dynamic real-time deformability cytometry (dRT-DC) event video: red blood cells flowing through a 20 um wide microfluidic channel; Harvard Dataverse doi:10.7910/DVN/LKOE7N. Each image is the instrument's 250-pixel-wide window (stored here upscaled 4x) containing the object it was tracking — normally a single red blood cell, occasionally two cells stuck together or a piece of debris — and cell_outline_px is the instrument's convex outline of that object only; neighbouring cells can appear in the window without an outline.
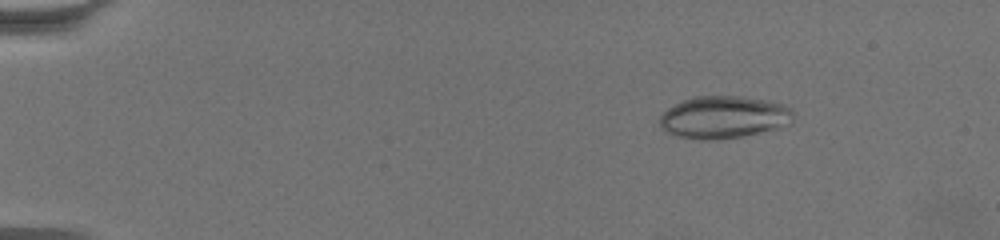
{"species": "common noctule bat (a hibernating species)", "species_latin": "Nyctalus noctula", "temperature_condition": "warm", "stored_images_in_passage": 63, "camera_frame_rate_fps": 3000, "um_per_image_px": 0.085, "animal": {"sex": "female", "body_mass_g": 19.5, "forearm_length_mm": 54.1}, "frame": {"image": 1, "passage_image": 10, "time_ms": 3.0, "image_size_px": [1000, 240], "cell_outline_px": [[792, 120], [788, 124], [776, 128], [744, 136], [716, 140], [700, 140], [676, 136], [664, 132], [660, 128], [660, 116], [668, 108], [684, 100], [696, 96], [740, 96], [764, 100], [784, 104], [792, 108]], "centroid_in_image_um": [61.48, 9.97], "position_along_channel_um": 23.5, "area_um2": 33.0}}
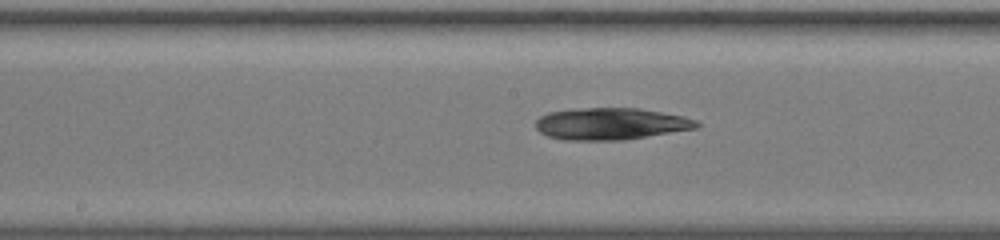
{"frame": {"image": 2, "passage_image": 35, "time_ms": 11.333, "image_size_px": [1000, 240], "cell_outline_px": [[700, 124], [696, 128], [624, 140], [564, 140], [548, 136], [540, 132], [536, 128], [536, 120], [540, 116], [548, 112], [572, 108], [640, 108], [684, 116], [696, 120]], "centroid_in_image_um": [51.89, 10.51], "position_along_channel_um": 196.3, "area_um2": 30.0}}
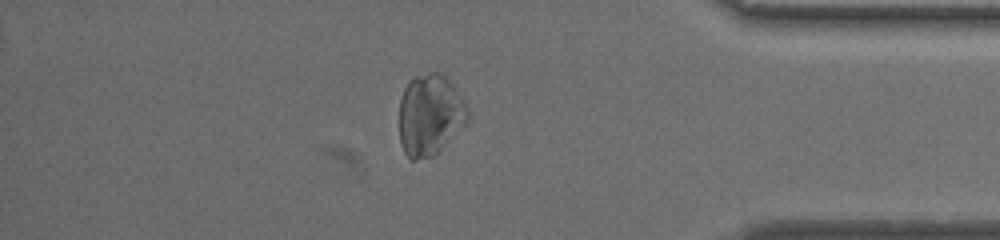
{"frame": {"image": 3, "passage_image": 55, "time_ms": 18.0, "image_size_px": [1000, 240], "cell_outline_px": [[472, 116], [468, 124], [432, 156], [412, 160], [404, 152], [400, 144], [400, 100], [404, 88], [408, 80], [416, 76], [428, 72], [440, 72], [456, 88], [464, 100]], "centroid_in_image_um": [36.58, 9.75], "position_along_channel_um": 398.6, "area_um2": 32.77}}